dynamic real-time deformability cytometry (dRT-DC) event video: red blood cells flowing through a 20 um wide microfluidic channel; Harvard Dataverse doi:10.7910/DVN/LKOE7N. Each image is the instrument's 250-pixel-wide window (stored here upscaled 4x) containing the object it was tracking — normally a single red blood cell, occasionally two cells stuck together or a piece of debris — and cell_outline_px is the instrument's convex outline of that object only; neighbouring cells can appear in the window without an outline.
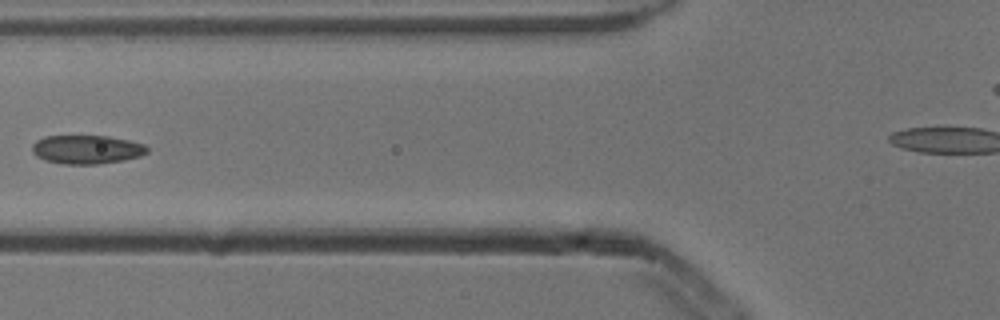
{"species": "common noctule bat (a hibernating species)", "species_latin": "Nyctalus noctula", "temperature_condition": "cold", "stored_images_in_passage": 4, "camera_frame_rate_fps": 3000, "um_per_image_px": 0.085, "animal": {"sex": "male", "body_mass_g": 13.3}, "frame": {"image": 1, "passage_image": 4, "time_ms": 1.0, "image_size_px": [1000, 320], "cell_outline_px": [[148, 152], [140, 156], [124, 160], [96, 164], [64, 164], [44, 160], [36, 156], [32, 152], [32, 144], [36, 140], [44, 136], [108, 136], [128, 140], [144, 144], [148, 148]], "centroid_in_image_um": [7.35, 12.7], "position_along_channel_um": 118.4, "area_um2": 19.31}}